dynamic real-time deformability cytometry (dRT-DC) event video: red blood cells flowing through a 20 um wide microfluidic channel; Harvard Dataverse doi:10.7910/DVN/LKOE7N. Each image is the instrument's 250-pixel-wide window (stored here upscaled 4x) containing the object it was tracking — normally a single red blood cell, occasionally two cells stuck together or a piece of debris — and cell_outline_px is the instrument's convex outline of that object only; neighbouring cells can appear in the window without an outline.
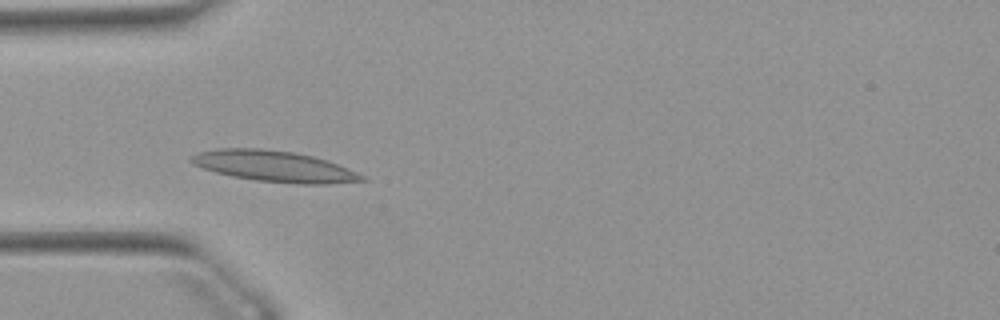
{"species": "Egyptian fruit bat (a non-hibernating species)", "species_latin": "Rousettus aegyptiacus", "temperature_condition": "warm", "stored_images_in_passage": 46, "camera_frame_rate_fps": 3000, "um_per_image_px": 0.085, "animal": {"sex": "female"}, "frame": {"image": 1, "passage_image": 9, "time_ms": 2.667, "image_size_px": [1000, 320], "cell_outline_px": [[368, 180], [328, 184], [300, 184], [256, 180], [232, 176], [200, 168], [192, 164], [188, 160], [188, 156], [196, 152], [220, 148], [260, 148], [292, 152], [312, 156], [328, 160], [368, 176]], "centroid_in_image_um": [23.3, 14.13], "position_along_channel_um": 61.7, "area_um2": 31.15}}
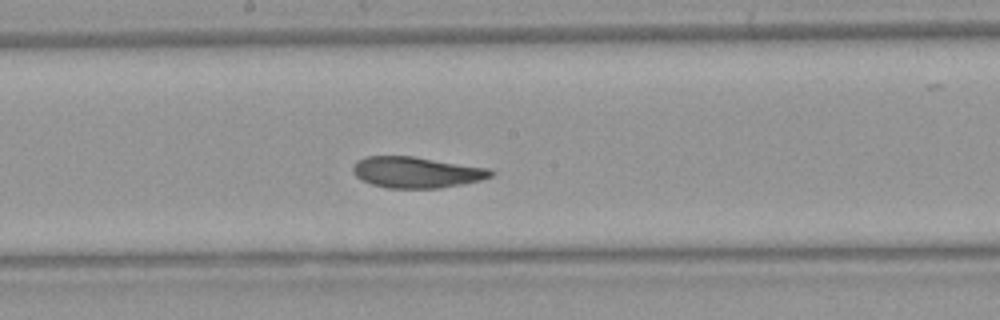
{"frame": {"image": 2, "passage_image": 21, "time_ms": 6.667, "image_size_px": [1000, 320], "cell_outline_px": [[496, 172], [492, 176], [480, 180], [464, 184], [440, 188], [388, 188], [372, 184], [360, 180], [352, 172], [352, 164], [356, 160], [364, 156], [412, 156], [492, 168]], "centroid_in_image_um": [35.4, 14.64], "position_along_channel_um": 212.8, "area_um2": 25.37}}
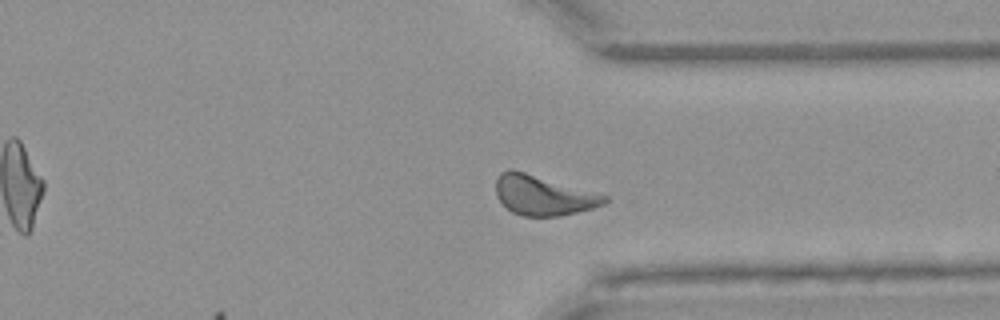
{"frame": {"image": 3, "passage_image": 33, "time_ms": 10.667, "image_size_px": [1000, 320], "cell_outline_px": [[608, 200], [604, 204], [592, 208], [560, 216], [524, 216], [512, 212], [496, 196], [496, 176], [500, 172], [508, 168], [512, 168], [608, 196]], "centroid_in_image_um": [46.13, 16.58], "position_along_channel_um": 365.3, "area_um2": 25.09}, "authors_computed_cell_mechanics": {"area_um2": 25.3742, "velocity_mm_per_s": 3.8252, "shape_relaxation_time_tau1_ms": 5.0372, "shape_relaxation_time_tau2_ms": 2.072, "deformation_change_tau1": 0.1616, "deformation_change_tau2": 0.0899}}